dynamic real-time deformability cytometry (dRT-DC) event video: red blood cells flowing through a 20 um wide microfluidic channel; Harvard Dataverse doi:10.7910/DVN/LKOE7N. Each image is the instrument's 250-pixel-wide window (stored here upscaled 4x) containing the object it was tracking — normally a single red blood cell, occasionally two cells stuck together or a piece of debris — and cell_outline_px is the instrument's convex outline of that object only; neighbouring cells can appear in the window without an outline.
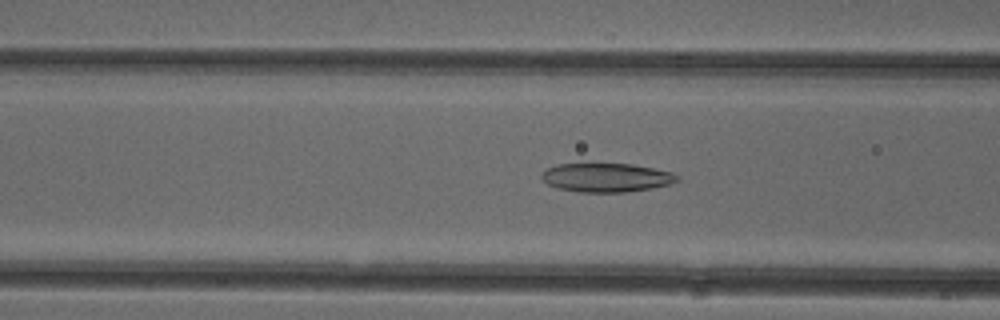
{"species": "common noctule bat (a hibernating species)", "species_latin": "Nyctalus noctula", "temperature_condition": "cold", "stored_images_in_passage": 51, "camera_frame_rate_fps": 3000, "um_per_image_px": 0.085, "animal": {"sex": "female"}, "frame": {"image": 1, "passage_image": 19, "time_ms": 6.0, "image_size_px": [1000, 320], "cell_outline_px": [[680, 180], [672, 184], [652, 188], [628, 192], [576, 192], [560, 188], [548, 184], [540, 176], [540, 172], [544, 168], [556, 164], [632, 164], [672, 172], [680, 176]], "centroid_in_image_um": [51.55, 15.09], "position_along_channel_um": 115.1, "area_um2": 23.0}}
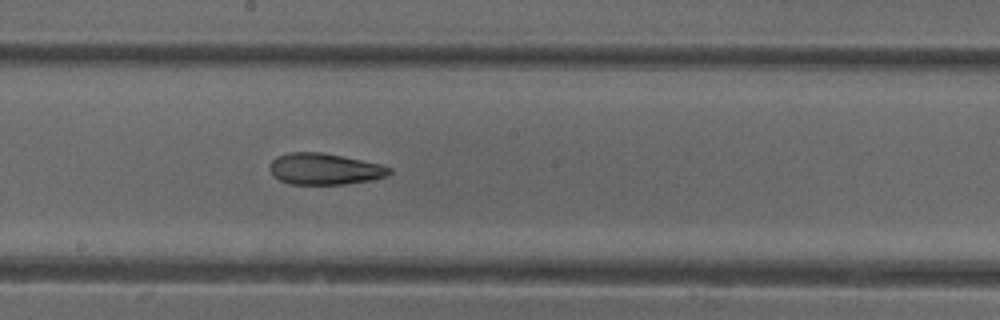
{"frame": {"image": 2, "passage_image": 27, "time_ms": 8.667, "image_size_px": [1000, 320], "cell_outline_px": [[392, 172], [384, 176], [368, 180], [344, 184], [288, 184], [280, 180], [268, 168], [272, 160], [276, 156], [288, 152], [320, 152], [380, 164], [392, 168]], "centroid_in_image_um": [27.54, 14.36], "position_along_channel_um": 220.7, "area_um2": 21.56}}
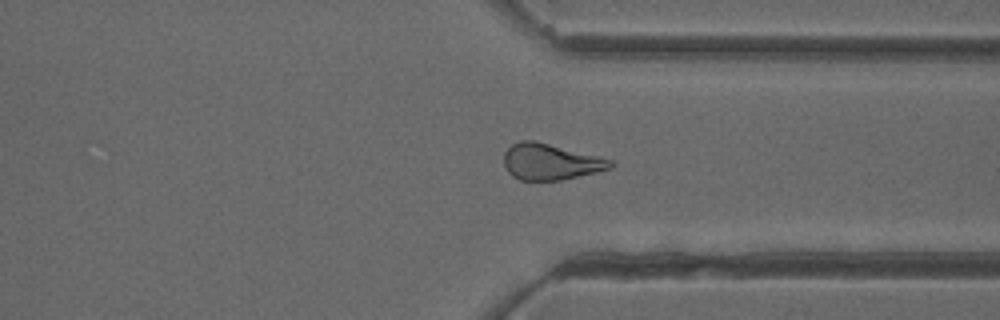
{"frame": {"image": 3, "passage_image": 38, "time_ms": 12.333, "image_size_px": [1000, 320], "cell_outline_px": [[616, 164], [612, 168], [596, 172], [560, 180], [520, 180], [512, 176], [508, 172], [504, 164], [504, 152], [512, 144], [520, 140], [536, 140], [612, 160]], "centroid_in_image_um": [46.78, 13.74], "position_along_channel_um": 364.6, "area_um2": 22.43}, "authors_computed_cell_mechanics": {"area_um2": 23.5246, "velocity_mm_per_s": 3.9424, "shape_relaxation_time_tau1_ms": null, "shape_relaxation_time_tau2_ms": 3.7991, "deformation_change_tau1": null, "deformation_change_tau2": 0.1277}}